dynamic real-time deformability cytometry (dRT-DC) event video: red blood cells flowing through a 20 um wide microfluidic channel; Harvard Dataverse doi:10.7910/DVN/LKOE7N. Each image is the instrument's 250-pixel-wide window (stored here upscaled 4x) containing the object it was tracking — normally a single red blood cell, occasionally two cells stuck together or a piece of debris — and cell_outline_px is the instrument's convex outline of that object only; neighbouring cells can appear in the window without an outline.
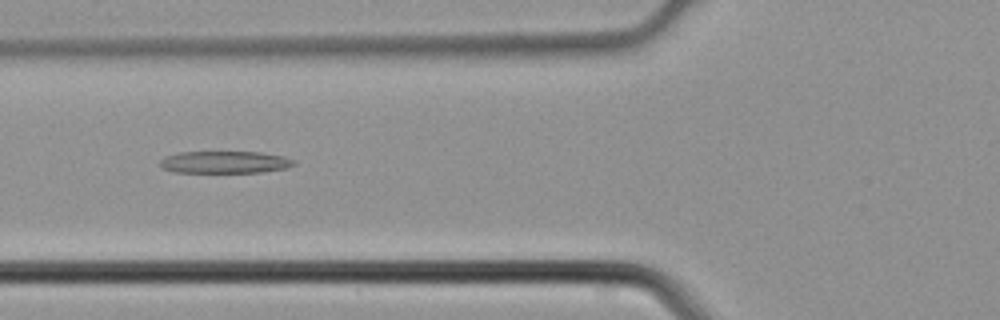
{"species": "common noctule bat (a hibernating species)", "species_latin": "Nyctalus noctula", "temperature_condition": "cold", "stored_images_in_passage": 44, "camera_frame_rate_fps": 3000, "um_per_image_px": 0.085, "animal": {"sex": "male", "body_mass_g": 21.5, "forearm_length_mm": 52.0}, "frame": {"image": 1, "passage_image": 17, "time_ms": 5.333, "image_size_px": [1000, 320], "cell_outline_px": [[296, 164], [288, 168], [260, 172], [172, 172], [160, 168], [160, 160], [164, 156], [180, 152], [260, 152], [284, 156], [296, 160]], "centroid_in_image_um": [19.11, 13.78], "position_along_channel_um": 106.7, "area_um2": 17.46}}
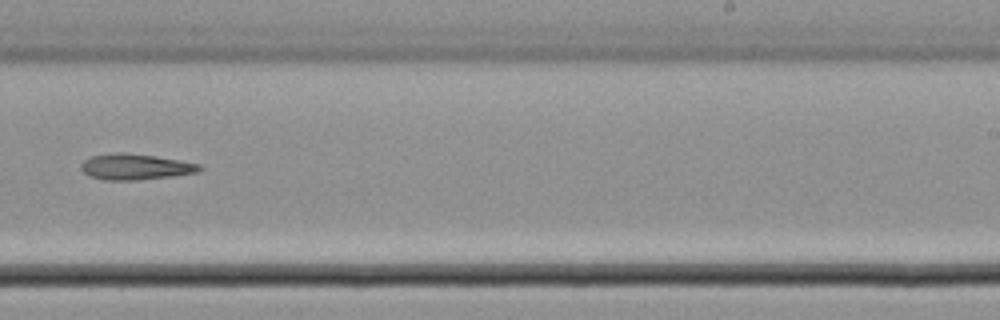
{"frame": {"image": 2, "passage_image": 28, "time_ms": 9.0, "image_size_px": [1000, 320], "cell_outline_px": [[204, 168], [200, 172], [172, 176], [136, 180], [104, 180], [88, 176], [80, 168], [80, 164], [84, 160], [92, 156], [112, 152], [124, 152], [156, 156], [180, 160], [200, 164]], "centroid_in_image_um": [11.51, 14.17], "position_along_channel_um": 277.5, "area_um2": 18.09}}
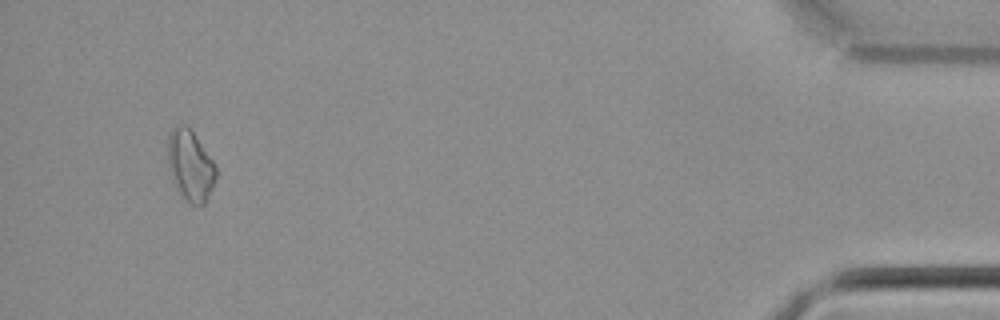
{"frame": {"image": 3, "passage_image": 42, "time_ms": 13.667, "image_size_px": [1000, 320], "cell_outline_px": [[216, 176], [212, 188], [204, 204], [200, 208], [188, 204], [176, 188], [172, 180], [168, 168], [168, 136], [172, 128], [176, 124], [184, 124], [192, 132], [216, 164]], "centroid_in_image_um": [16.16, 14.11], "position_along_channel_um": 419.0, "area_um2": 20.06}}